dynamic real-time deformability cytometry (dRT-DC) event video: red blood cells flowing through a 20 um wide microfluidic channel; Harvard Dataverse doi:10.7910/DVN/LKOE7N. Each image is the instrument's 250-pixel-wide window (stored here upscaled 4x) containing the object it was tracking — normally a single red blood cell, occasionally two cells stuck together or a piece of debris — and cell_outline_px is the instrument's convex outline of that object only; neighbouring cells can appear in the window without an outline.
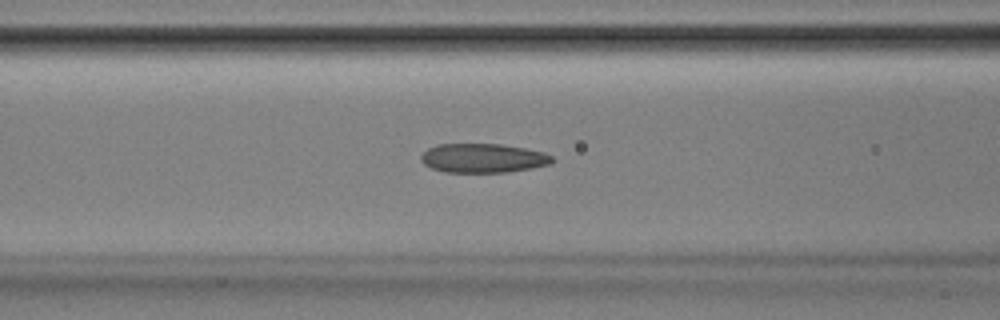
{"species": "Egyptian fruit bat (a non-hibernating species)", "species_latin": "Rousettus aegyptiacus", "temperature_condition": "room temperature", "stored_images_in_passage": 52, "camera_frame_rate_fps": 3000, "um_per_image_px": 0.085, "animal": {"sex": "male"}, "frame": {"image": 1, "passage_image": 21, "time_ms": 6.667, "image_size_px": [1000, 320], "cell_outline_px": [[552, 160], [548, 164], [532, 168], [508, 172], [444, 172], [432, 168], [424, 164], [420, 160], [420, 156], [428, 148], [436, 144], [500, 144], [524, 148], [544, 152], [552, 156]], "centroid_in_image_um": [41.02, 13.44], "position_along_channel_um": 125.6, "area_um2": 22.2}}
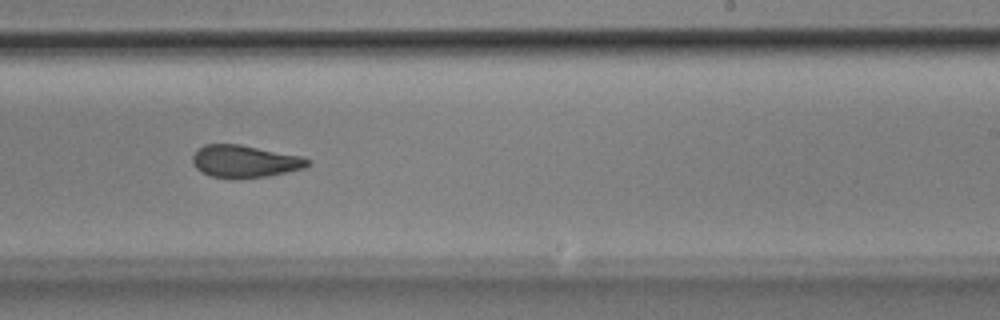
{"frame": {"image": 2, "passage_image": 32, "time_ms": 10.333, "image_size_px": [1000, 320], "cell_outline_px": [[312, 164], [304, 168], [264, 176], [212, 176], [200, 172], [192, 164], [192, 156], [204, 144], [240, 144], [300, 156], [308, 160]], "centroid_in_image_um": [20.77, 13.68], "position_along_channel_um": 268.2, "area_um2": 20.92}}
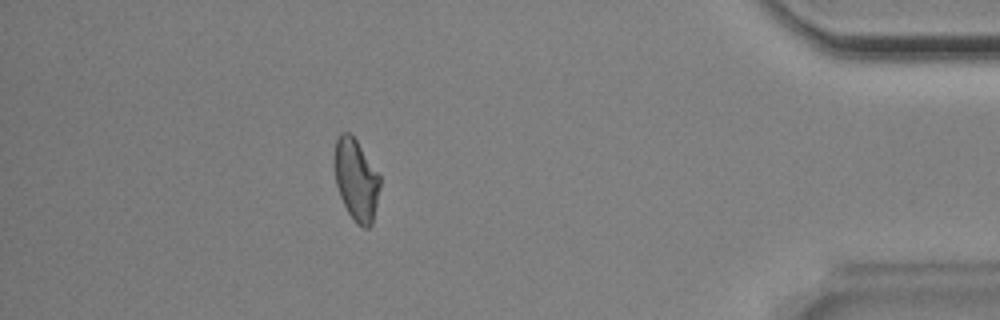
{"frame": {"image": 3, "passage_image": 46, "time_ms": 15.0, "image_size_px": [1000, 320], "cell_outline_px": [[380, 188], [372, 224], [368, 228], [364, 228], [356, 224], [348, 212], [340, 196], [336, 184], [336, 140], [340, 132], [348, 132], [356, 140], [380, 176]], "centroid_in_image_um": [30.3, 15.33], "position_along_channel_um": 404.9, "area_um2": 21.15}, "authors_computed_cell_mechanics": {"area_um2": 22.2241, "velocity_mm_per_s": 3.8994, "shape_relaxation_time_tau1_ms": null, "shape_relaxation_time_tau2_ms": 2.4195, "deformation_change_tau1": null, "deformation_change_tau2": 0.1026}}